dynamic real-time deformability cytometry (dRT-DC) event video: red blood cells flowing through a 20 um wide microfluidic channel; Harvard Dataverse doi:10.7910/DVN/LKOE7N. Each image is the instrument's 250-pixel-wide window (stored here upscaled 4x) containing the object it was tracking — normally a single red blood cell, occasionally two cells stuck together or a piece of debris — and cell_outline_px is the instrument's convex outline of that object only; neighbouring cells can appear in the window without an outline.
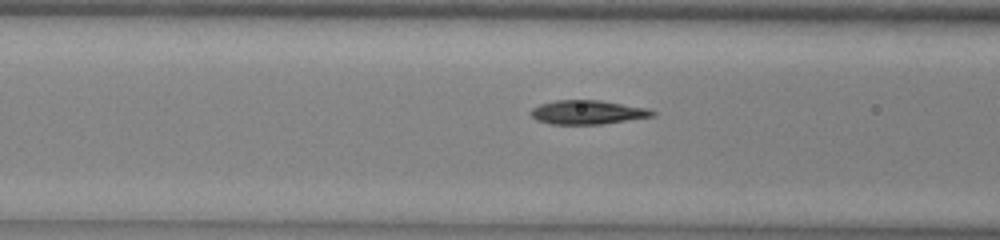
{"species": "common noctule bat (a hibernating species)", "species_latin": "Nyctalus noctula", "temperature_condition": "warm", "stored_images_in_passage": 16, "camera_frame_rate_fps": 3000, "um_per_image_px": 0.085, "animal": {"sex": "male", "body_mass_g": 13.0, "forearm_length_mm": 53.1}, "frame": {"image": 1, "passage_image": 14, "time_ms": 4.333, "image_size_px": [1000, 240], "cell_outline_px": [[656, 112], [652, 116], [600, 124], [548, 124], [536, 120], [528, 112], [532, 108], [540, 104], [556, 100], [600, 100], [648, 108]], "centroid_in_image_um": [49.88, 9.54], "position_along_channel_um": 116.7, "area_um2": 16.94}}